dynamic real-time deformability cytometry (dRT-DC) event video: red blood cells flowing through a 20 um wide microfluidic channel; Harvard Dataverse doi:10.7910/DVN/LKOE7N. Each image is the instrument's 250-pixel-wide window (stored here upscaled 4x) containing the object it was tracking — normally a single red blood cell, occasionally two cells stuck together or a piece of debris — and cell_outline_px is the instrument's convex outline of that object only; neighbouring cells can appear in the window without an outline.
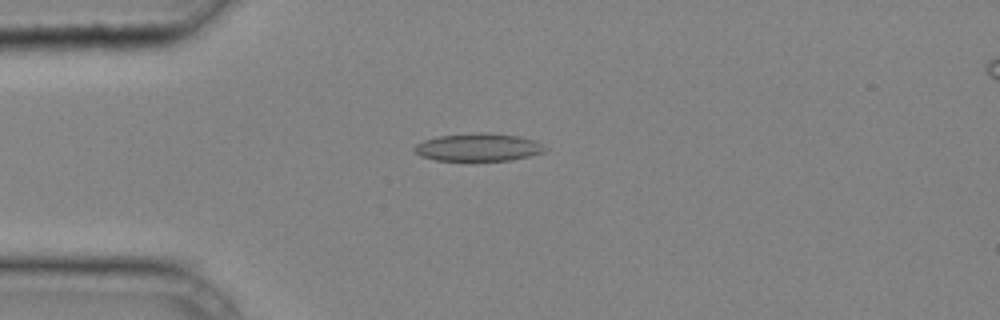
{"species": "common noctule bat (a hibernating species)", "species_latin": "Nyctalus noctula", "temperature_condition": "cold", "stored_images_in_passage": 40, "camera_frame_rate_fps": 3000, "um_per_image_px": 0.085, "animal": {"sex": "male", "body_mass_g": 20.4}, "frame": {"image": 1, "passage_image": 11, "time_ms": 3.333, "image_size_px": [1000, 320], "cell_outline_px": [[548, 148], [544, 152], [512, 160], [436, 160], [420, 156], [412, 148], [416, 144], [424, 140], [440, 136], [480, 132], [520, 136], [532, 140]], "centroid_in_image_um": [40.64, 12.52], "position_along_channel_um": 44.4, "area_um2": 20.87}}
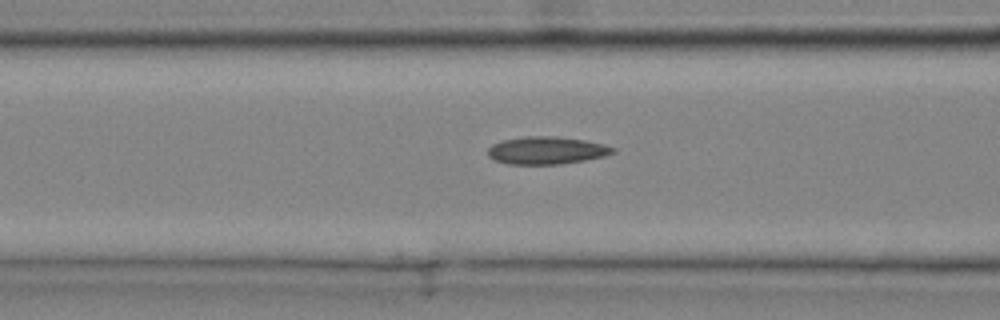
{"frame": {"image": 2, "passage_image": 17, "time_ms": 5.333, "image_size_px": [1000, 320], "cell_outline_px": [[616, 152], [604, 156], [584, 160], [560, 164], [508, 164], [496, 160], [488, 156], [488, 148], [492, 144], [504, 140], [524, 136], [556, 136], [584, 140], [604, 144], [616, 148]], "centroid_in_image_um": [46.47, 12.78], "position_along_channel_um": 120.1, "area_um2": 20.06}}
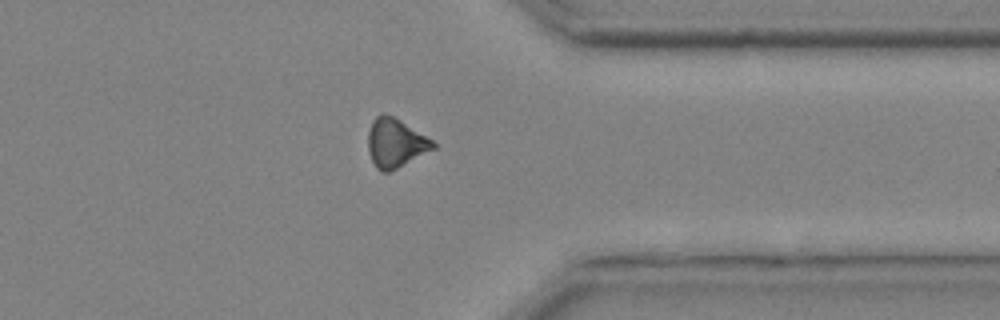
{"frame": {"image": 3, "passage_image": 34, "time_ms": 11.0, "image_size_px": [1000, 320], "cell_outline_px": [[436, 148], [388, 172], [380, 172], [376, 168], [368, 152], [368, 132], [372, 120], [380, 112], [384, 112], [400, 120], [432, 140], [436, 144]], "centroid_in_image_um": [33.58, 12.14], "position_along_channel_um": 377.8, "area_um2": 18.44}}